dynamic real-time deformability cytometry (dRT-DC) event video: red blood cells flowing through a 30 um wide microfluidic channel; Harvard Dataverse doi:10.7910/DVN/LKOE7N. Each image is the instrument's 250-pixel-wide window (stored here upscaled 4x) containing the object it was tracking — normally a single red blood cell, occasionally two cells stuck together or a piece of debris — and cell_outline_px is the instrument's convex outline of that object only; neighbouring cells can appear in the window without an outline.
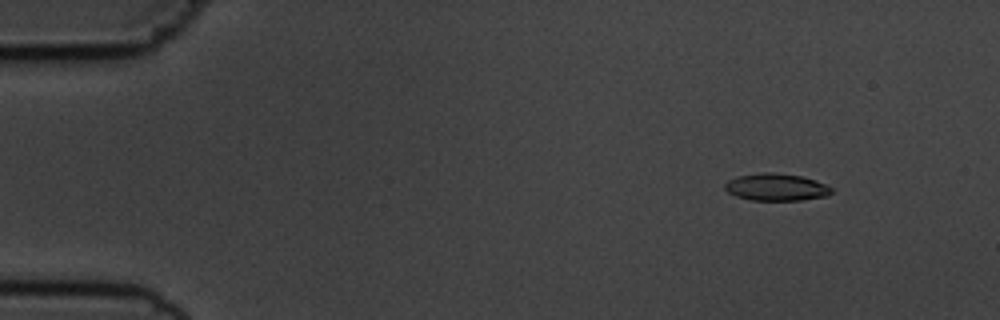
{"species": "common noctule bat (a hibernating species)", "species_latin": "Nyctalus noctula", "temperature_condition": "cold", "stored_images_in_passage": 5, "camera_frame_rate_fps": 3000, "um_per_image_px": 0.085, "animal": {"sex": "male", "body_mass_g": 19.5, "forearm_length_mm": 54.6}, "frame": {"image": 1, "passage_image": 2, "time_ms": 1.333, "image_size_px": [1000, 320], "cell_outline_px": [[832, 192], [828, 196], [800, 200], [752, 200], [736, 196], [728, 192], [724, 188], [724, 184], [728, 180], [736, 176], [764, 172], [772, 172], [800, 176], [816, 180], [832, 188]], "centroid_in_image_um": [65.96, 15.9], "position_along_channel_um": 19.0, "area_um2": 16.88}}
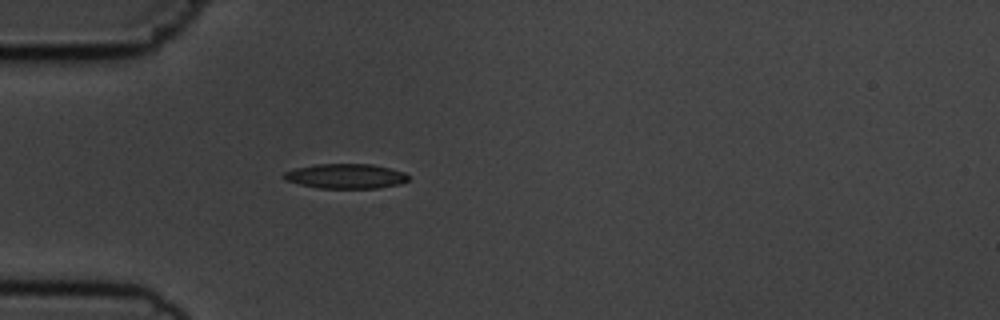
{"frame": {"image": 2, "passage_image": 5, "time_ms": 4.667, "image_size_px": [1000, 320], "cell_outline_px": [[408, 180], [400, 184], [376, 188], [320, 188], [300, 184], [284, 180], [280, 176], [284, 172], [296, 168], [316, 164], [372, 164], [404, 172], [408, 176]], "centroid_in_image_um": [29.35, 14.97], "position_along_channel_um": 55.7, "area_um2": 17.92}}